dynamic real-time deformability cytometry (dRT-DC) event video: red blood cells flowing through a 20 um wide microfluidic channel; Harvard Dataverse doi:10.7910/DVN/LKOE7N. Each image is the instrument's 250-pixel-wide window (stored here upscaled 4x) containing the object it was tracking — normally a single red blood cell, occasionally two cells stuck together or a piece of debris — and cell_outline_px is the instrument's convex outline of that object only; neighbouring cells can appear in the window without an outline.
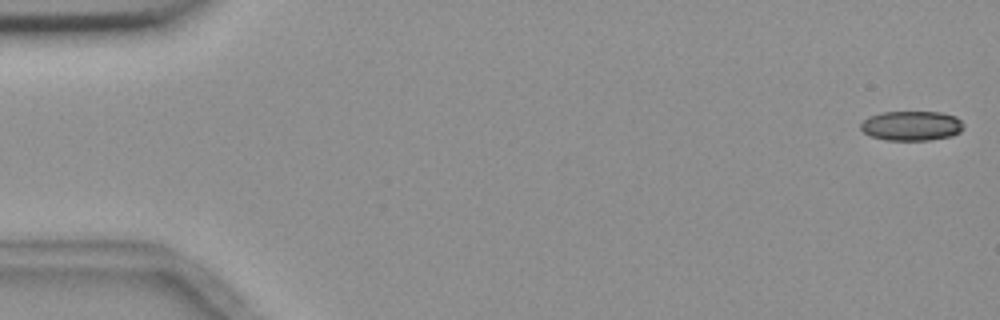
{"species": "common noctule bat (a hibernating species)", "species_latin": "Nyctalus noctula", "temperature_condition": "room temperature", "stored_images_in_passage": 9, "camera_frame_rate_fps": 3000, "um_per_image_px": 0.085, "animal": {"sex": "female", "body_mass_g": 18.4}, "frame": {"image": 1, "passage_image": 1, "time_ms": 0.0, "image_size_px": [1000, 320], "cell_outline_px": [[964, 128], [960, 132], [952, 136], [928, 140], [888, 140], [872, 136], [864, 132], [860, 128], [860, 124], [868, 116], [880, 112], [940, 112], [956, 116], [964, 124]], "centroid_in_image_um": [77.5, 10.68], "position_along_channel_um": 7.5, "area_um2": 17.86}}
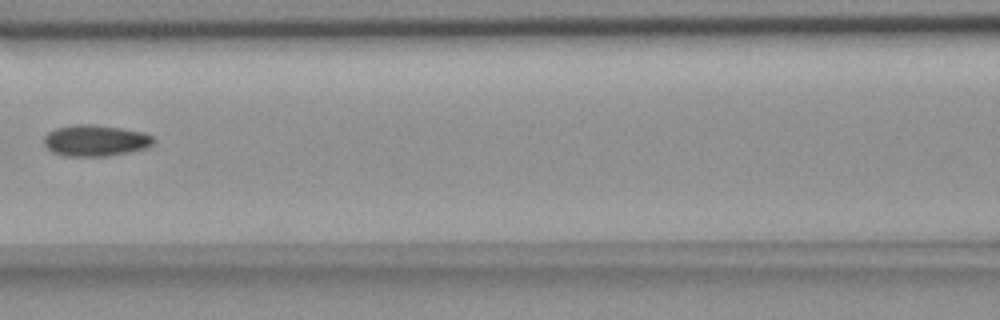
{"frame": {"image": 2, "passage_image": 8, "time_ms": 8.0, "image_size_px": [1000, 320], "cell_outline_px": [[156, 140], [148, 148], [132, 152], [108, 156], [64, 156], [52, 152], [44, 144], [44, 136], [48, 132], [56, 128], [76, 124], [92, 124], [120, 128], [144, 132], [152, 136]], "centroid_in_image_um": [8.13, 11.95], "position_along_channel_um": 158.5, "area_um2": 20.17}}
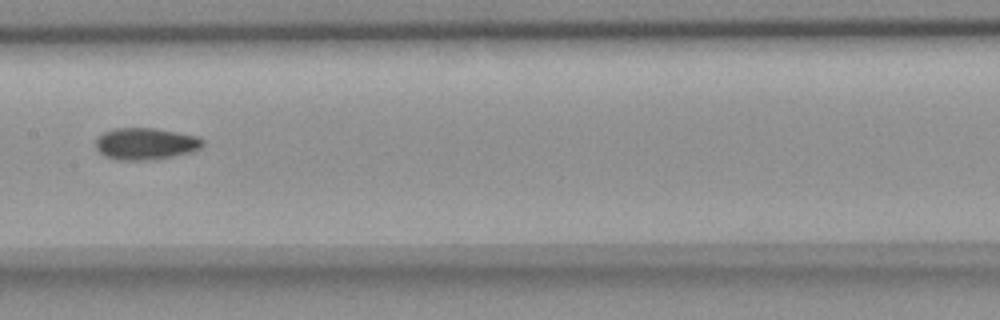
{"frame": {"image": 3, "passage_image": 9, "time_ms": 9.0, "image_size_px": [1000, 320], "cell_outline_px": [[204, 144], [200, 148], [192, 152], [172, 156], [148, 160], [120, 160], [104, 156], [96, 148], [96, 140], [104, 132], [112, 128], [152, 128], [200, 136], [204, 140]], "centroid_in_image_um": [12.4, 12.21], "position_along_channel_um": 195.0, "area_um2": 19.83}}